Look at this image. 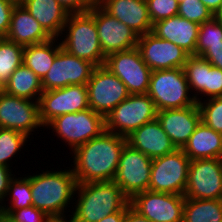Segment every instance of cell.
Wrapping results in <instances>:
<instances>
[{
	"label": "cell",
	"mask_w": 222,
	"mask_h": 222,
	"mask_svg": "<svg viewBox=\"0 0 222 222\" xmlns=\"http://www.w3.org/2000/svg\"><path fill=\"white\" fill-rule=\"evenodd\" d=\"M127 138L103 131L72 151V172L77 183L113 181Z\"/></svg>",
	"instance_id": "1"
},
{
	"label": "cell",
	"mask_w": 222,
	"mask_h": 222,
	"mask_svg": "<svg viewBox=\"0 0 222 222\" xmlns=\"http://www.w3.org/2000/svg\"><path fill=\"white\" fill-rule=\"evenodd\" d=\"M62 171H42L30 175L32 205L53 220L67 219V209L75 196L77 181L70 167ZM66 210V211H65ZM65 214V215H64Z\"/></svg>",
	"instance_id": "2"
},
{
	"label": "cell",
	"mask_w": 222,
	"mask_h": 222,
	"mask_svg": "<svg viewBox=\"0 0 222 222\" xmlns=\"http://www.w3.org/2000/svg\"><path fill=\"white\" fill-rule=\"evenodd\" d=\"M75 195L74 199L78 198L71 203L75 204L71 205L75 210L67 215L72 222H98L130 202L114 181L77 183Z\"/></svg>",
	"instance_id": "3"
},
{
	"label": "cell",
	"mask_w": 222,
	"mask_h": 222,
	"mask_svg": "<svg viewBox=\"0 0 222 222\" xmlns=\"http://www.w3.org/2000/svg\"><path fill=\"white\" fill-rule=\"evenodd\" d=\"M61 35H64L61 46L69 54L95 66L105 64L106 56L100 46L95 18L89 11L69 13Z\"/></svg>",
	"instance_id": "4"
},
{
	"label": "cell",
	"mask_w": 222,
	"mask_h": 222,
	"mask_svg": "<svg viewBox=\"0 0 222 222\" xmlns=\"http://www.w3.org/2000/svg\"><path fill=\"white\" fill-rule=\"evenodd\" d=\"M189 92L191 93L183 68L151 72L147 94L155 103L157 111L195 105V97Z\"/></svg>",
	"instance_id": "5"
},
{
	"label": "cell",
	"mask_w": 222,
	"mask_h": 222,
	"mask_svg": "<svg viewBox=\"0 0 222 222\" xmlns=\"http://www.w3.org/2000/svg\"><path fill=\"white\" fill-rule=\"evenodd\" d=\"M155 103L146 94H130L105 118V130L123 137L157 118Z\"/></svg>",
	"instance_id": "6"
},
{
	"label": "cell",
	"mask_w": 222,
	"mask_h": 222,
	"mask_svg": "<svg viewBox=\"0 0 222 222\" xmlns=\"http://www.w3.org/2000/svg\"><path fill=\"white\" fill-rule=\"evenodd\" d=\"M56 132L57 138L63 140L71 151L99 136L105 131V118L90 108L55 117L45 128Z\"/></svg>",
	"instance_id": "7"
},
{
	"label": "cell",
	"mask_w": 222,
	"mask_h": 222,
	"mask_svg": "<svg viewBox=\"0 0 222 222\" xmlns=\"http://www.w3.org/2000/svg\"><path fill=\"white\" fill-rule=\"evenodd\" d=\"M190 161L182 149L153 158L149 190L184 195Z\"/></svg>",
	"instance_id": "8"
},
{
	"label": "cell",
	"mask_w": 222,
	"mask_h": 222,
	"mask_svg": "<svg viewBox=\"0 0 222 222\" xmlns=\"http://www.w3.org/2000/svg\"><path fill=\"white\" fill-rule=\"evenodd\" d=\"M86 85L89 108L104 118L130 95L126 85L104 65L94 68Z\"/></svg>",
	"instance_id": "9"
},
{
	"label": "cell",
	"mask_w": 222,
	"mask_h": 222,
	"mask_svg": "<svg viewBox=\"0 0 222 222\" xmlns=\"http://www.w3.org/2000/svg\"><path fill=\"white\" fill-rule=\"evenodd\" d=\"M151 165L152 158L126 143L113 181L131 199L135 194L149 190Z\"/></svg>",
	"instance_id": "10"
},
{
	"label": "cell",
	"mask_w": 222,
	"mask_h": 222,
	"mask_svg": "<svg viewBox=\"0 0 222 222\" xmlns=\"http://www.w3.org/2000/svg\"><path fill=\"white\" fill-rule=\"evenodd\" d=\"M104 66L126 85L129 94L148 93L152 70L137 47L109 54Z\"/></svg>",
	"instance_id": "11"
},
{
	"label": "cell",
	"mask_w": 222,
	"mask_h": 222,
	"mask_svg": "<svg viewBox=\"0 0 222 222\" xmlns=\"http://www.w3.org/2000/svg\"><path fill=\"white\" fill-rule=\"evenodd\" d=\"M184 196L191 199H222V159L191 160Z\"/></svg>",
	"instance_id": "12"
},
{
	"label": "cell",
	"mask_w": 222,
	"mask_h": 222,
	"mask_svg": "<svg viewBox=\"0 0 222 222\" xmlns=\"http://www.w3.org/2000/svg\"><path fill=\"white\" fill-rule=\"evenodd\" d=\"M185 196L179 194L139 192L130 199V205L152 222H182Z\"/></svg>",
	"instance_id": "13"
},
{
	"label": "cell",
	"mask_w": 222,
	"mask_h": 222,
	"mask_svg": "<svg viewBox=\"0 0 222 222\" xmlns=\"http://www.w3.org/2000/svg\"><path fill=\"white\" fill-rule=\"evenodd\" d=\"M38 103L40 122L45 127L57 116L88 109L87 85H68L44 91Z\"/></svg>",
	"instance_id": "14"
},
{
	"label": "cell",
	"mask_w": 222,
	"mask_h": 222,
	"mask_svg": "<svg viewBox=\"0 0 222 222\" xmlns=\"http://www.w3.org/2000/svg\"><path fill=\"white\" fill-rule=\"evenodd\" d=\"M95 67L90 61L73 56L62 48L41 80L43 91L68 85H86Z\"/></svg>",
	"instance_id": "15"
},
{
	"label": "cell",
	"mask_w": 222,
	"mask_h": 222,
	"mask_svg": "<svg viewBox=\"0 0 222 222\" xmlns=\"http://www.w3.org/2000/svg\"><path fill=\"white\" fill-rule=\"evenodd\" d=\"M44 126L39 118V103L16 97L5 91L0 95V128L19 131L29 137Z\"/></svg>",
	"instance_id": "16"
},
{
	"label": "cell",
	"mask_w": 222,
	"mask_h": 222,
	"mask_svg": "<svg viewBox=\"0 0 222 222\" xmlns=\"http://www.w3.org/2000/svg\"><path fill=\"white\" fill-rule=\"evenodd\" d=\"M88 11L95 18L100 46L106 57L137 47L139 36L130 27L109 15L97 3Z\"/></svg>",
	"instance_id": "17"
},
{
	"label": "cell",
	"mask_w": 222,
	"mask_h": 222,
	"mask_svg": "<svg viewBox=\"0 0 222 222\" xmlns=\"http://www.w3.org/2000/svg\"><path fill=\"white\" fill-rule=\"evenodd\" d=\"M137 48L152 71L183 68L190 56L181 47L158 38L152 32L138 37Z\"/></svg>",
	"instance_id": "18"
},
{
	"label": "cell",
	"mask_w": 222,
	"mask_h": 222,
	"mask_svg": "<svg viewBox=\"0 0 222 222\" xmlns=\"http://www.w3.org/2000/svg\"><path fill=\"white\" fill-rule=\"evenodd\" d=\"M183 70L197 103L206 96V99L222 97V69L212 66L199 56L192 55L187 58ZM199 95L202 97L199 98Z\"/></svg>",
	"instance_id": "19"
},
{
	"label": "cell",
	"mask_w": 222,
	"mask_h": 222,
	"mask_svg": "<svg viewBox=\"0 0 222 222\" xmlns=\"http://www.w3.org/2000/svg\"><path fill=\"white\" fill-rule=\"evenodd\" d=\"M163 130L177 149H182L201 121V113L196 103L180 109H167L157 112Z\"/></svg>",
	"instance_id": "20"
},
{
	"label": "cell",
	"mask_w": 222,
	"mask_h": 222,
	"mask_svg": "<svg viewBox=\"0 0 222 222\" xmlns=\"http://www.w3.org/2000/svg\"><path fill=\"white\" fill-rule=\"evenodd\" d=\"M97 4L138 36L152 32L146 0H100Z\"/></svg>",
	"instance_id": "21"
},
{
	"label": "cell",
	"mask_w": 222,
	"mask_h": 222,
	"mask_svg": "<svg viewBox=\"0 0 222 222\" xmlns=\"http://www.w3.org/2000/svg\"><path fill=\"white\" fill-rule=\"evenodd\" d=\"M126 138L127 144L152 159L177 149L157 118L142 125Z\"/></svg>",
	"instance_id": "22"
},
{
	"label": "cell",
	"mask_w": 222,
	"mask_h": 222,
	"mask_svg": "<svg viewBox=\"0 0 222 222\" xmlns=\"http://www.w3.org/2000/svg\"><path fill=\"white\" fill-rule=\"evenodd\" d=\"M152 33L181 47L190 56H196L199 24L175 15L153 24Z\"/></svg>",
	"instance_id": "23"
},
{
	"label": "cell",
	"mask_w": 222,
	"mask_h": 222,
	"mask_svg": "<svg viewBox=\"0 0 222 222\" xmlns=\"http://www.w3.org/2000/svg\"><path fill=\"white\" fill-rule=\"evenodd\" d=\"M51 38L23 5H17L13 8L5 39L27 46L43 43Z\"/></svg>",
	"instance_id": "24"
},
{
	"label": "cell",
	"mask_w": 222,
	"mask_h": 222,
	"mask_svg": "<svg viewBox=\"0 0 222 222\" xmlns=\"http://www.w3.org/2000/svg\"><path fill=\"white\" fill-rule=\"evenodd\" d=\"M22 5L52 38L61 36L69 12L57 0H25Z\"/></svg>",
	"instance_id": "25"
},
{
	"label": "cell",
	"mask_w": 222,
	"mask_h": 222,
	"mask_svg": "<svg viewBox=\"0 0 222 222\" xmlns=\"http://www.w3.org/2000/svg\"><path fill=\"white\" fill-rule=\"evenodd\" d=\"M182 150L190 160L222 159V134L200 121Z\"/></svg>",
	"instance_id": "26"
},
{
	"label": "cell",
	"mask_w": 222,
	"mask_h": 222,
	"mask_svg": "<svg viewBox=\"0 0 222 222\" xmlns=\"http://www.w3.org/2000/svg\"><path fill=\"white\" fill-rule=\"evenodd\" d=\"M59 38L33 45H27L23 48V64L31 69L41 80L52 67V63L57 53L62 49ZM57 42V44H56Z\"/></svg>",
	"instance_id": "27"
},
{
	"label": "cell",
	"mask_w": 222,
	"mask_h": 222,
	"mask_svg": "<svg viewBox=\"0 0 222 222\" xmlns=\"http://www.w3.org/2000/svg\"><path fill=\"white\" fill-rule=\"evenodd\" d=\"M5 92L16 97L39 101L40 95L44 91L41 79L22 64L12 73L5 84Z\"/></svg>",
	"instance_id": "28"
},
{
	"label": "cell",
	"mask_w": 222,
	"mask_h": 222,
	"mask_svg": "<svg viewBox=\"0 0 222 222\" xmlns=\"http://www.w3.org/2000/svg\"><path fill=\"white\" fill-rule=\"evenodd\" d=\"M182 222H222V199L185 198Z\"/></svg>",
	"instance_id": "29"
},
{
	"label": "cell",
	"mask_w": 222,
	"mask_h": 222,
	"mask_svg": "<svg viewBox=\"0 0 222 222\" xmlns=\"http://www.w3.org/2000/svg\"><path fill=\"white\" fill-rule=\"evenodd\" d=\"M24 46L5 38H0V82L9 81L12 73L23 64Z\"/></svg>",
	"instance_id": "30"
},
{
	"label": "cell",
	"mask_w": 222,
	"mask_h": 222,
	"mask_svg": "<svg viewBox=\"0 0 222 222\" xmlns=\"http://www.w3.org/2000/svg\"><path fill=\"white\" fill-rule=\"evenodd\" d=\"M9 195V196H8ZM11 196V197H10ZM7 199L9 200V205L2 204L0 206L1 211H15L21 208H26L32 206V192L30 188V175L25 177H14L10 182ZM10 199H9V198Z\"/></svg>",
	"instance_id": "31"
},
{
	"label": "cell",
	"mask_w": 222,
	"mask_h": 222,
	"mask_svg": "<svg viewBox=\"0 0 222 222\" xmlns=\"http://www.w3.org/2000/svg\"><path fill=\"white\" fill-rule=\"evenodd\" d=\"M29 138L19 131L0 128V165L11 168L10 160L21 152Z\"/></svg>",
	"instance_id": "32"
},
{
	"label": "cell",
	"mask_w": 222,
	"mask_h": 222,
	"mask_svg": "<svg viewBox=\"0 0 222 222\" xmlns=\"http://www.w3.org/2000/svg\"><path fill=\"white\" fill-rule=\"evenodd\" d=\"M222 44V20L214 16L210 21L199 24L196 56H201L209 45Z\"/></svg>",
	"instance_id": "33"
},
{
	"label": "cell",
	"mask_w": 222,
	"mask_h": 222,
	"mask_svg": "<svg viewBox=\"0 0 222 222\" xmlns=\"http://www.w3.org/2000/svg\"><path fill=\"white\" fill-rule=\"evenodd\" d=\"M202 101L197 103L201 113V121L211 129L222 134V97H214Z\"/></svg>",
	"instance_id": "34"
},
{
	"label": "cell",
	"mask_w": 222,
	"mask_h": 222,
	"mask_svg": "<svg viewBox=\"0 0 222 222\" xmlns=\"http://www.w3.org/2000/svg\"><path fill=\"white\" fill-rule=\"evenodd\" d=\"M178 15L198 24L210 21L214 17L213 13L200 0H184L180 2Z\"/></svg>",
	"instance_id": "35"
},
{
	"label": "cell",
	"mask_w": 222,
	"mask_h": 222,
	"mask_svg": "<svg viewBox=\"0 0 222 222\" xmlns=\"http://www.w3.org/2000/svg\"><path fill=\"white\" fill-rule=\"evenodd\" d=\"M152 24L178 15V0H146Z\"/></svg>",
	"instance_id": "36"
},
{
	"label": "cell",
	"mask_w": 222,
	"mask_h": 222,
	"mask_svg": "<svg viewBox=\"0 0 222 222\" xmlns=\"http://www.w3.org/2000/svg\"><path fill=\"white\" fill-rule=\"evenodd\" d=\"M1 213L13 222H51L53 220L33 205L15 211H1Z\"/></svg>",
	"instance_id": "37"
},
{
	"label": "cell",
	"mask_w": 222,
	"mask_h": 222,
	"mask_svg": "<svg viewBox=\"0 0 222 222\" xmlns=\"http://www.w3.org/2000/svg\"><path fill=\"white\" fill-rule=\"evenodd\" d=\"M14 7V4L6 0H0V38H5L8 32Z\"/></svg>",
	"instance_id": "38"
},
{
	"label": "cell",
	"mask_w": 222,
	"mask_h": 222,
	"mask_svg": "<svg viewBox=\"0 0 222 222\" xmlns=\"http://www.w3.org/2000/svg\"><path fill=\"white\" fill-rule=\"evenodd\" d=\"M69 13L87 12L95 3L93 0H57Z\"/></svg>",
	"instance_id": "39"
},
{
	"label": "cell",
	"mask_w": 222,
	"mask_h": 222,
	"mask_svg": "<svg viewBox=\"0 0 222 222\" xmlns=\"http://www.w3.org/2000/svg\"><path fill=\"white\" fill-rule=\"evenodd\" d=\"M10 167L0 165V206L4 204L10 182L16 176Z\"/></svg>",
	"instance_id": "40"
},
{
	"label": "cell",
	"mask_w": 222,
	"mask_h": 222,
	"mask_svg": "<svg viewBox=\"0 0 222 222\" xmlns=\"http://www.w3.org/2000/svg\"><path fill=\"white\" fill-rule=\"evenodd\" d=\"M212 66L222 69V44L209 45V48L200 56Z\"/></svg>",
	"instance_id": "41"
},
{
	"label": "cell",
	"mask_w": 222,
	"mask_h": 222,
	"mask_svg": "<svg viewBox=\"0 0 222 222\" xmlns=\"http://www.w3.org/2000/svg\"><path fill=\"white\" fill-rule=\"evenodd\" d=\"M124 222H152L146 217L140 215L135 209L131 206L125 211Z\"/></svg>",
	"instance_id": "42"
},
{
	"label": "cell",
	"mask_w": 222,
	"mask_h": 222,
	"mask_svg": "<svg viewBox=\"0 0 222 222\" xmlns=\"http://www.w3.org/2000/svg\"><path fill=\"white\" fill-rule=\"evenodd\" d=\"M130 202L119 212L107 215L98 222H124L125 211L130 207Z\"/></svg>",
	"instance_id": "43"
},
{
	"label": "cell",
	"mask_w": 222,
	"mask_h": 222,
	"mask_svg": "<svg viewBox=\"0 0 222 222\" xmlns=\"http://www.w3.org/2000/svg\"><path fill=\"white\" fill-rule=\"evenodd\" d=\"M216 16L222 8V0H200Z\"/></svg>",
	"instance_id": "44"
},
{
	"label": "cell",
	"mask_w": 222,
	"mask_h": 222,
	"mask_svg": "<svg viewBox=\"0 0 222 222\" xmlns=\"http://www.w3.org/2000/svg\"><path fill=\"white\" fill-rule=\"evenodd\" d=\"M12 4H14L15 6L17 5H22L24 3L25 0H6Z\"/></svg>",
	"instance_id": "45"
},
{
	"label": "cell",
	"mask_w": 222,
	"mask_h": 222,
	"mask_svg": "<svg viewBox=\"0 0 222 222\" xmlns=\"http://www.w3.org/2000/svg\"><path fill=\"white\" fill-rule=\"evenodd\" d=\"M0 222H13V221H11L7 216H5L1 213Z\"/></svg>",
	"instance_id": "46"
},
{
	"label": "cell",
	"mask_w": 222,
	"mask_h": 222,
	"mask_svg": "<svg viewBox=\"0 0 222 222\" xmlns=\"http://www.w3.org/2000/svg\"><path fill=\"white\" fill-rule=\"evenodd\" d=\"M51 222H72L70 219L66 220V219H56V220H52Z\"/></svg>",
	"instance_id": "47"
},
{
	"label": "cell",
	"mask_w": 222,
	"mask_h": 222,
	"mask_svg": "<svg viewBox=\"0 0 222 222\" xmlns=\"http://www.w3.org/2000/svg\"><path fill=\"white\" fill-rule=\"evenodd\" d=\"M5 91V86L0 82V95Z\"/></svg>",
	"instance_id": "48"
},
{
	"label": "cell",
	"mask_w": 222,
	"mask_h": 222,
	"mask_svg": "<svg viewBox=\"0 0 222 222\" xmlns=\"http://www.w3.org/2000/svg\"><path fill=\"white\" fill-rule=\"evenodd\" d=\"M216 17L222 20V8L219 11V13L216 15Z\"/></svg>",
	"instance_id": "49"
},
{
	"label": "cell",
	"mask_w": 222,
	"mask_h": 222,
	"mask_svg": "<svg viewBox=\"0 0 222 222\" xmlns=\"http://www.w3.org/2000/svg\"><path fill=\"white\" fill-rule=\"evenodd\" d=\"M94 1V3H98L100 0H93Z\"/></svg>",
	"instance_id": "50"
}]
</instances>
